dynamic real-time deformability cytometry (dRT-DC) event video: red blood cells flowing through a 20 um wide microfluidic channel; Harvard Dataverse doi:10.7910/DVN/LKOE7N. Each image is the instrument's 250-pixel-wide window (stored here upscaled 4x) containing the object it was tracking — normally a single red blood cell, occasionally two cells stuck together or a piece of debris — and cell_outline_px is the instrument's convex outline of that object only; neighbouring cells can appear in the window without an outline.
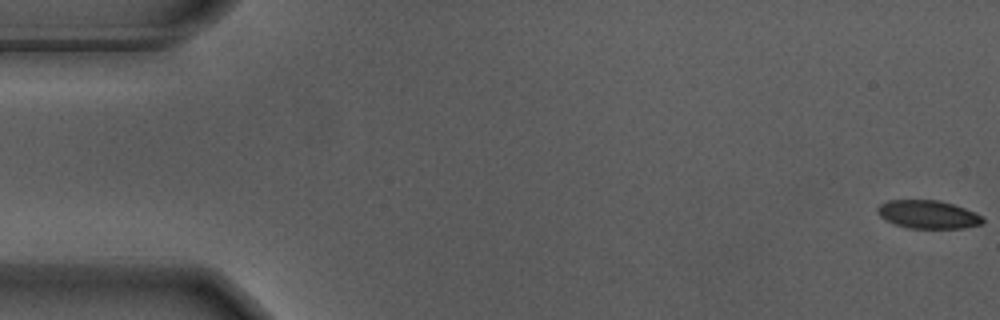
{"species": "Egyptian fruit bat (a non-hibernating species)", "species_latin": "Rousettus aegyptiacus", "temperature_condition": "warm", "stored_images_in_passage": 57, "camera_frame_rate_fps": 3000, "um_per_image_px": 0.085, "animal": {"sex": "male"}, "frame": {"image": 1, "passage_image": 1, "time_ms": 0.0, "image_size_px": [1000, 320], "cell_outline_px": [[984, 220], [980, 224], [964, 228], [908, 228], [896, 224], [880, 216], [876, 212], [876, 208], [880, 204], [888, 200], [936, 200], [952, 204], [964, 208], [984, 216]], "centroid_in_image_um": [78.87, 18.22], "position_along_channel_um": 6.1, "area_um2": 17.17}}
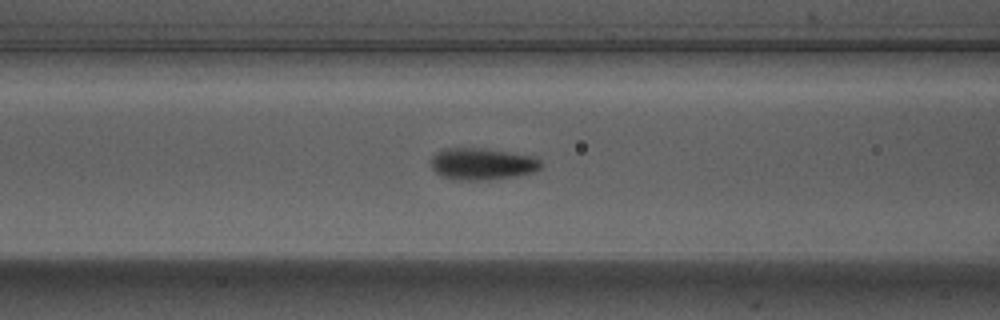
{"frame": {"image": 2, "passage_image": 23, "time_ms": 7.333, "image_size_px": [1000, 320], "cell_outline_px": [[544, 164], [540, 168], [532, 172], [516, 176], [488, 180], [452, 180], [440, 176], [432, 168], [428, 160], [436, 152], [444, 148], [484, 148], [536, 156]], "centroid_in_image_um": [40.96, 13.93], "position_along_channel_um": 125.6, "area_um2": 20.87}}
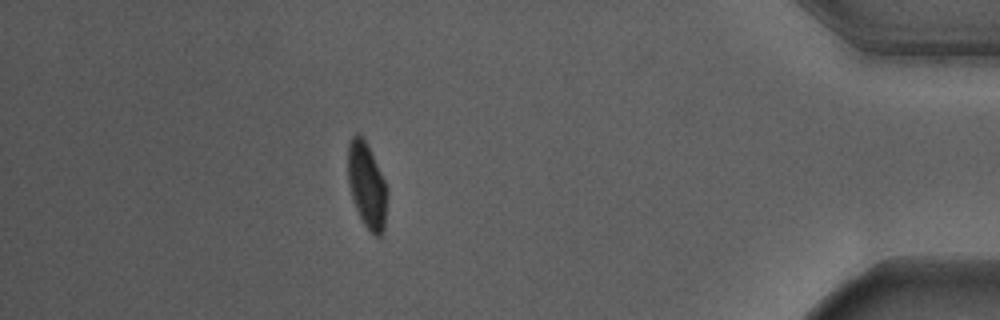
{"frame": {"image": 3, "passage_image": 50, "time_ms": 16.333, "image_size_px": [1000, 320], "cell_outline_px": [[388, 192], [384, 232], [380, 236], [376, 236], [364, 224], [356, 208], [348, 184], [348, 144], [352, 136], [356, 132], [368, 144], [388, 188]], "centroid_in_image_um": [31.2, 15.75], "position_along_channel_um": 404.0, "area_um2": 19.59}, "authors_computed_cell_mechanics": {"area_um2": 19.4208, "velocity_mm_per_s": 3.6721, "shape_relaxation_time_tau1_ms": 2.2614, "shape_relaxation_time_tau2_ms": null, "deformation_change_tau1": 0.159, "deformation_change_tau2": null}}